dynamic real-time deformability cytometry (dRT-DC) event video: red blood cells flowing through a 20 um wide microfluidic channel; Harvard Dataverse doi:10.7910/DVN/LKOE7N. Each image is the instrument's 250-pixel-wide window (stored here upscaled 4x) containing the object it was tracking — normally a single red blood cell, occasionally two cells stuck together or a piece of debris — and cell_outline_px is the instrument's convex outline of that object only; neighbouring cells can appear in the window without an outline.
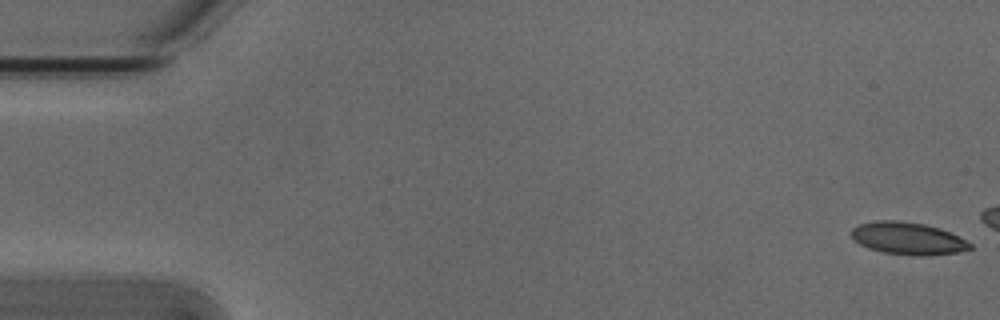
{"species": "Egyptian fruit bat (a non-hibernating species)", "species_latin": "Rousettus aegyptiacus", "temperature_condition": "cold", "stored_images_in_passage": 7, "camera_frame_rate_fps": 3000, "um_per_image_px": 0.085, "animal": {"sex": "male"}, "frame": {"image": 1, "passage_image": 1, "time_ms": 0.0, "image_size_px": [1000, 320], "cell_outline_px": [[972, 248], [956, 252], [928, 256], [920, 256], [884, 252], [868, 248], [860, 244], [852, 236], [852, 228], [860, 224], [876, 220], [900, 220], [924, 224], [940, 228], [972, 244]], "centroid_in_image_um": [77.15, 20.26], "position_along_channel_um": 7.8, "area_um2": 22.08}}